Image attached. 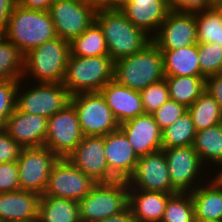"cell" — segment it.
Segmentation results:
<instances>
[{"label":"cell","instance_id":"cell-47","mask_svg":"<svg viewBox=\"0 0 222 222\" xmlns=\"http://www.w3.org/2000/svg\"><path fill=\"white\" fill-rule=\"evenodd\" d=\"M85 5L92 7L94 10H105L107 9V0H80Z\"/></svg>","mask_w":222,"mask_h":222},{"label":"cell","instance_id":"cell-11","mask_svg":"<svg viewBox=\"0 0 222 222\" xmlns=\"http://www.w3.org/2000/svg\"><path fill=\"white\" fill-rule=\"evenodd\" d=\"M48 11L56 35L69 42L95 22L97 12L80 0H54Z\"/></svg>","mask_w":222,"mask_h":222},{"label":"cell","instance_id":"cell-25","mask_svg":"<svg viewBox=\"0 0 222 222\" xmlns=\"http://www.w3.org/2000/svg\"><path fill=\"white\" fill-rule=\"evenodd\" d=\"M164 76H201L198 43L175 50H160Z\"/></svg>","mask_w":222,"mask_h":222},{"label":"cell","instance_id":"cell-41","mask_svg":"<svg viewBox=\"0 0 222 222\" xmlns=\"http://www.w3.org/2000/svg\"><path fill=\"white\" fill-rule=\"evenodd\" d=\"M205 89L218 102L222 113V73L207 77Z\"/></svg>","mask_w":222,"mask_h":222},{"label":"cell","instance_id":"cell-19","mask_svg":"<svg viewBox=\"0 0 222 222\" xmlns=\"http://www.w3.org/2000/svg\"><path fill=\"white\" fill-rule=\"evenodd\" d=\"M167 159L172 187L177 192L188 191L198 175L202 161L193 146H179L162 149Z\"/></svg>","mask_w":222,"mask_h":222},{"label":"cell","instance_id":"cell-30","mask_svg":"<svg viewBox=\"0 0 222 222\" xmlns=\"http://www.w3.org/2000/svg\"><path fill=\"white\" fill-rule=\"evenodd\" d=\"M192 146L202 162L205 159L222 166V123L197 131Z\"/></svg>","mask_w":222,"mask_h":222},{"label":"cell","instance_id":"cell-36","mask_svg":"<svg viewBox=\"0 0 222 222\" xmlns=\"http://www.w3.org/2000/svg\"><path fill=\"white\" fill-rule=\"evenodd\" d=\"M145 114H152L170 99L166 80L150 84L140 91Z\"/></svg>","mask_w":222,"mask_h":222},{"label":"cell","instance_id":"cell-8","mask_svg":"<svg viewBox=\"0 0 222 222\" xmlns=\"http://www.w3.org/2000/svg\"><path fill=\"white\" fill-rule=\"evenodd\" d=\"M96 184L67 158H59L51 169L47 186L41 197L64 198L79 202Z\"/></svg>","mask_w":222,"mask_h":222},{"label":"cell","instance_id":"cell-13","mask_svg":"<svg viewBox=\"0 0 222 222\" xmlns=\"http://www.w3.org/2000/svg\"><path fill=\"white\" fill-rule=\"evenodd\" d=\"M152 42L160 50H175L197 44V24L195 13L171 9L161 23Z\"/></svg>","mask_w":222,"mask_h":222},{"label":"cell","instance_id":"cell-6","mask_svg":"<svg viewBox=\"0 0 222 222\" xmlns=\"http://www.w3.org/2000/svg\"><path fill=\"white\" fill-rule=\"evenodd\" d=\"M128 190L124 180L97 183L78 202L81 222H97L122 212L128 206Z\"/></svg>","mask_w":222,"mask_h":222},{"label":"cell","instance_id":"cell-31","mask_svg":"<svg viewBox=\"0 0 222 222\" xmlns=\"http://www.w3.org/2000/svg\"><path fill=\"white\" fill-rule=\"evenodd\" d=\"M24 54L12 42L0 35V80H21Z\"/></svg>","mask_w":222,"mask_h":222},{"label":"cell","instance_id":"cell-10","mask_svg":"<svg viewBox=\"0 0 222 222\" xmlns=\"http://www.w3.org/2000/svg\"><path fill=\"white\" fill-rule=\"evenodd\" d=\"M59 157L46 147L22 148L17 159L21 190L43 195L51 169Z\"/></svg>","mask_w":222,"mask_h":222},{"label":"cell","instance_id":"cell-16","mask_svg":"<svg viewBox=\"0 0 222 222\" xmlns=\"http://www.w3.org/2000/svg\"><path fill=\"white\" fill-rule=\"evenodd\" d=\"M104 152L110 170V182L127 181L134 173L139 158L120 129L105 135Z\"/></svg>","mask_w":222,"mask_h":222},{"label":"cell","instance_id":"cell-35","mask_svg":"<svg viewBox=\"0 0 222 222\" xmlns=\"http://www.w3.org/2000/svg\"><path fill=\"white\" fill-rule=\"evenodd\" d=\"M201 77L222 73V45L218 43H198Z\"/></svg>","mask_w":222,"mask_h":222},{"label":"cell","instance_id":"cell-50","mask_svg":"<svg viewBox=\"0 0 222 222\" xmlns=\"http://www.w3.org/2000/svg\"><path fill=\"white\" fill-rule=\"evenodd\" d=\"M6 123L0 118V133L5 131Z\"/></svg>","mask_w":222,"mask_h":222},{"label":"cell","instance_id":"cell-53","mask_svg":"<svg viewBox=\"0 0 222 222\" xmlns=\"http://www.w3.org/2000/svg\"><path fill=\"white\" fill-rule=\"evenodd\" d=\"M28 222H40V221H39L38 218H37V219H35V220L28 221Z\"/></svg>","mask_w":222,"mask_h":222},{"label":"cell","instance_id":"cell-43","mask_svg":"<svg viewBox=\"0 0 222 222\" xmlns=\"http://www.w3.org/2000/svg\"><path fill=\"white\" fill-rule=\"evenodd\" d=\"M54 0H17L21 7L33 10L48 11Z\"/></svg>","mask_w":222,"mask_h":222},{"label":"cell","instance_id":"cell-23","mask_svg":"<svg viewBox=\"0 0 222 222\" xmlns=\"http://www.w3.org/2000/svg\"><path fill=\"white\" fill-rule=\"evenodd\" d=\"M208 187L192 188L196 222H222V181L216 176Z\"/></svg>","mask_w":222,"mask_h":222},{"label":"cell","instance_id":"cell-12","mask_svg":"<svg viewBox=\"0 0 222 222\" xmlns=\"http://www.w3.org/2000/svg\"><path fill=\"white\" fill-rule=\"evenodd\" d=\"M16 97V108L29 114H37L47 119L64 109L71 95L63 83H45Z\"/></svg>","mask_w":222,"mask_h":222},{"label":"cell","instance_id":"cell-45","mask_svg":"<svg viewBox=\"0 0 222 222\" xmlns=\"http://www.w3.org/2000/svg\"><path fill=\"white\" fill-rule=\"evenodd\" d=\"M212 7L208 0H188V12L195 13Z\"/></svg>","mask_w":222,"mask_h":222},{"label":"cell","instance_id":"cell-20","mask_svg":"<svg viewBox=\"0 0 222 222\" xmlns=\"http://www.w3.org/2000/svg\"><path fill=\"white\" fill-rule=\"evenodd\" d=\"M99 92L119 124L145 114L140 91L128 88L115 79Z\"/></svg>","mask_w":222,"mask_h":222},{"label":"cell","instance_id":"cell-37","mask_svg":"<svg viewBox=\"0 0 222 222\" xmlns=\"http://www.w3.org/2000/svg\"><path fill=\"white\" fill-rule=\"evenodd\" d=\"M19 80H0V118L6 123L16 109Z\"/></svg>","mask_w":222,"mask_h":222},{"label":"cell","instance_id":"cell-9","mask_svg":"<svg viewBox=\"0 0 222 222\" xmlns=\"http://www.w3.org/2000/svg\"><path fill=\"white\" fill-rule=\"evenodd\" d=\"M83 137L77 111L69 103L64 109L48 118L44 147L59 158H67Z\"/></svg>","mask_w":222,"mask_h":222},{"label":"cell","instance_id":"cell-44","mask_svg":"<svg viewBox=\"0 0 222 222\" xmlns=\"http://www.w3.org/2000/svg\"><path fill=\"white\" fill-rule=\"evenodd\" d=\"M97 222H135L130 208L127 206L122 212L114 214Z\"/></svg>","mask_w":222,"mask_h":222},{"label":"cell","instance_id":"cell-7","mask_svg":"<svg viewBox=\"0 0 222 222\" xmlns=\"http://www.w3.org/2000/svg\"><path fill=\"white\" fill-rule=\"evenodd\" d=\"M70 103L77 111L84 136H105L119 129L120 124L100 92L72 95Z\"/></svg>","mask_w":222,"mask_h":222},{"label":"cell","instance_id":"cell-33","mask_svg":"<svg viewBox=\"0 0 222 222\" xmlns=\"http://www.w3.org/2000/svg\"><path fill=\"white\" fill-rule=\"evenodd\" d=\"M195 20L198 43L222 45V14L216 7L195 12Z\"/></svg>","mask_w":222,"mask_h":222},{"label":"cell","instance_id":"cell-3","mask_svg":"<svg viewBox=\"0 0 222 222\" xmlns=\"http://www.w3.org/2000/svg\"><path fill=\"white\" fill-rule=\"evenodd\" d=\"M164 78L162 52L153 42L114 62V79L133 90L141 91Z\"/></svg>","mask_w":222,"mask_h":222},{"label":"cell","instance_id":"cell-4","mask_svg":"<svg viewBox=\"0 0 222 222\" xmlns=\"http://www.w3.org/2000/svg\"><path fill=\"white\" fill-rule=\"evenodd\" d=\"M114 62L109 55L79 57L70 53L63 85L71 96L99 92L114 79Z\"/></svg>","mask_w":222,"mask_h":222},{"label":"cell","instance_id":"cell-21","mask_svg":"<svg viewBox=\"0 0 222 222\" xmlns=\"http://www.w3.org/2000/svg\"><path fill=\"white\" fill-rule=\"evenodd\" d=\"M38 193L17 190L0 193V222H28L38 218Z\"/></svg>","mask_w":222,"mask_h":222},{"label":"cell","instance_id":"cell-34","mask_svg":"<svg viewBox=\"0 0 222 222\" xmlns=\"http://www.w3.org/2000/svg\"><path fill=\"white\" fill-rule=\"evenodd\" d=\"M187 195L177 192L169 197L161 222H196L190 190Z\"/></svg>","mask_w":222,"mask_h":222},{"label":"cell","instance_id":"cell-14","mask_svg":"<svg viewBox=\"0 0 222 222\" xmlns=\"http://www.w3.org/2000/svg\"><path fill=\"white\" fill-rule=\"evenodd\" d=\"M127 183L128 187L138 186L140 190L177 193L172 187L167 159L163 150L139 157L134 173ZM131 183L135 185L132 186Z\"/></svg>","mask_w":222,"mask_h":222},{"label":"cell","instance_id":"cell-42","mask_svg":"<svg viewBox=\"0 0 222 222\" xmlns=\"http://www.w3.org/2000/svg\"><path fill=\"white\" fill-rule=\"evenodd\" d=\"M16 5L17 0H0V35L5 33L9 17Z\"/></svg>","mask_w":222,"mask_h":222},{"label":"cell","instance_id":"cell-28","mask_svg":"<svg viewBox=\"0 0 222 222\" xmlns=\"http://www.w3.org/2000/svg\"><path fill=\"white\" fill-rule=\"evenodd\" d=\"M70 51L79 57L109 55L102 29L96 22L70 42Z\"/></svg>","mask_w":222,"mask_h":222},{"label":"cell","instance_id":"cell-5","mask_svg":"<svg viewBox=\"0 0 222 222\" xmlns=\"http://www.w3.org/2000/svg\"><path fill=\"white\" fill-rule=\"evenodd\" d=\"M70 53V42L57 36L25 54L24 72L39 82L63 83Z\"/></svg>","mask_w":222,"mask_h":222},{"label":"cell","instance_id":"cell-22","mask_svg":"<svg viewBox=\"0 0 222 222\" xmlns=\"http://www.w3.org/2000/svg\"><path fill=\"white\" fill-rule=\"evenodd\" d=\"M120 10L136 27L149 33L153 28L159 30L171 8L164 0H129Z\"/></svg>","mask_w":222,"mask_h":222},{"label":"cell","instance_id":"cell-52","mask_svg":"<svg viewBox=\"0 0 222 222\" xmlns=\"http://www.w3.org/2000/svg\"><path fill=\"white\" fill-rule=\"evenodd\" d=\"M219 175H217V177L222 181V171L220 173H218Z\"/></svg>","mask_w":222,"mask_h":222},{"label":"cell","instance_id":"cell-48","mask_svg":"<svg viewBox=\"0 0 222 222\" xmlns=\"http://www.w3.org/2000/svg\"><path fill=\"white\" fill-rule=\"evenodd\" d=\"M129 0H107V9H121Z\"/></svg>","mask_w":222,"mask_h":222},{"label":"cell","instance_id":"cell-39","mask_svg":"<svg viewBox=\"0 0 222 222\" xmlns=\"http://www.w3.org/2000/svg\"><path fill=\"white\" fill-rule=\"evenodd\" d=\"M20 190L16 161L0 163V193Z\"/></svg>","mask_w":222,"mask_h":222},{"label":"cell","instance_id":"cell-40","mask_svg":"<svg viewBox=\"0 0 222 222\" xmlns=\"http://www.w3.org/2000/svg\"><path fill=\"white\" fill-rule=\"evenodd\" d=\"M22 147L6 131L0 133V163L17 161Z\"/></svg>","mask_w":222,"mask_h":222},{"label":"cell","instance_id":"cell-51","mask_svg":"<svg viewBox=\"0 0 222 222\" xmlns=\"http://www.w3.org/2000/svg\"><path fill=\"white\" fill-rule=\"evenodd\" d=\"M216 8L219 10V12L222 14V2L216 6Z\"/></svg>","mask_w":222,"mask_h":222},{"label":"cell","instance_id":"cell-18","mask_svg":"<svg viewBox=\"0 0 222 222\" xmlns=\"http://www.w3.org/2000/svg\"><path fill=\"white\" fill-rule=\"evenodd\" d=\"M47 123L46 117L22 112L16 108L6 121L5 131L22 148L43 147Z\"/></svg>","mask_w":222,"mask_h":222},{"label":"cell","instance_id":"cell-27","mask_svg":"<svg viewBox=\"0 0 222 222\" xmlns=\"http://www.w3.org/2000/svg\"><path fill=\"white\" fill-rule=\"evenodd\" d=\"M170 99L189 108L205 91L206 79L201 76H165Z\"/></svg>","mask_w":222,"mask_h":222},{"label":"cell","instance_id":"cell-32","mask_svg":"<svg viewBox=\"0 0 222 222\" xmlns=\"http://www.w3.org/2000/svg\"><path fill=\"white\" fill-rule=\"evenodd\" d=\"M162 149L193 145L197 133L190 114L185 112L172 125L162 130Z\"/></svg>","mask_w":222,"mask_h":222},{"label":"cell","instance_id":"cell-46","mask_svg":"<svg viewBox=\"0 0 222 222\" xmlns=\"http://www.w3.org/2000/svg\"><path fill=\"white\" fill-rule=\"evenodd\" d=\"M169 7L175 11L188 12V0H169Z\"/></svg>","mask_w":222,"mask_h":222},{"label":"cell","instance_id":"cell-49","mask_svg":"<svg viewBox=\"0 0 222 222\" xmlns=\"http://www.w3.org/2000/svg\"><path fill=\"white\" fill-rule=\"evenodd\" d=\"M208 1L213 7H216L222 2V0H208Z\"/></svg>","mask_w":222,"mask_h":222},{"label":"cell","instance_id":"cell-29","mask_svg":"<svg viewBox=\"0 0 222 222\" xmlns=\"http://www.w3.org/2000/svg\"><path fill=\"white\" fill-rule=\"evenodd\" d=\"M196 131L222 123V113L218 102L205 91L187 108Z\"/></svg>","mask_w":222,"mask_h":222},{"label":"cell","instance_id":"cell-26","mask_svg":"<svg viewBox=\"0 0 222 222\" xmlns=\"http://www.w3.org/2000/svg\"><path fill=\"white\" fill-rule=\"evenodd\" d=\"M38 220L40 222H81L78 202L64 198L41 197Z\"/></svg>","mask_w":222,"mask_h":222},{"label":"cell","instance_id":"cell-1","mask_svg":"<svg viewBox=\"0 0 222 222\" xmlns=\"http://www.w3.org/2000/svg\"><path fill=\"white\" fill-rule=\"evenodd\" d=\"M95 22L102 29L109 56L114 61L136 54L152 42V38L136 27L120 9L97 11Z\"/></svg>","mask_w":222,"mask_h":222},{"label":"cell","instance_id":"cell-17","mask_svg":"<svg viewBox=\"0 0 222 222\" xmlns=\"http://www.w3.org/2000/svg\"><path fill=\"white\" fill-rule=\"evenodd\" d=\"M137 157L162 150V131L152 114H144L120 124Z\"/></svg>","mask_w":222,"mask_h":222},{"label":"cell","instance_id":"cell-38","mask_svg":"<svg viewBox=\"0 0 222 222\" xmlns=\"http://www.w3.org/2000/svg\"><path fill=\"white\" fill-rule=\"evenodd\" d=\"M185 112H187V108L184 105L169 99L153 112L152 115L157 122L159 129L162 131L172 125Z\"/></svg>","mask_w":222,"mask_h":222},{"label":"cell","instance_id":"cell-15","mask_svg":"<svg viewBox=\"0 0 222 222\" xmlns=\"http://www.w3.org/2000/svg\"><path fill=\"white\" fill-rule=\"evenodd\" d=\"M104 148L105 136H84L67 159L96 183H109L110 170Z\"/></svg>","mask_w":222,"mask_h":222},{"label":"cell","instance_id":"cell-2","mask_svg":"<svg viewBox=\"0 0 222 222\" xmlns=\"http://www.w3.org/2000/svg\"><path fill=\"white\" fill-rule=\"evenodd\" d=\"M3 36L24 55L57 37L49 11L27 9L19 4L10 15Z\"/></svg>","mask_w":222,"mask_h":222},{"label":"cell","instance_id":"cell-24","mask_svg":"<svg viewBox=\"0 0 222 222\" xmlns=\"http://www.w3.org/2000/svg\"><path fill=\"white\" fill-rule=\"evenodd\" d=\"M130 188L132 191H128V207L134 221L161 222L167 201L172 194L146 190H139L134 193L135 190Z\"/></svg>","mask_w":222,"mask_h":222}]
</instances>
